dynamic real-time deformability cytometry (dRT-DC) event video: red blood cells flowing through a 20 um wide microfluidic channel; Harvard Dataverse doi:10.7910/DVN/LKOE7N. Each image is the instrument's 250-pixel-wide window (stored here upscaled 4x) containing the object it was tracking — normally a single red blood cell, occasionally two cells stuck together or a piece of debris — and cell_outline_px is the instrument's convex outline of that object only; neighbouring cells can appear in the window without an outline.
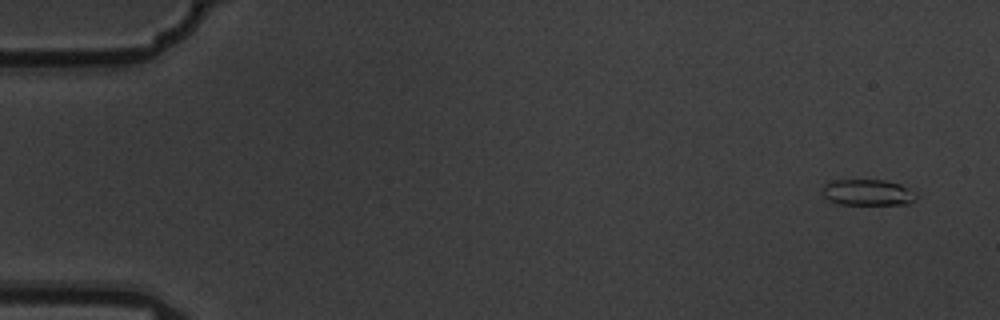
{"species": "common noctule bat (a hibernating species)", "species_latin": "Nyctalus noctula", "temperature_condition": "warm", "stored_images_in_passage": 5, "camera_frame_rate_fps": 3000, "um_per_image_px": 0.085, "animal": {"sex": "male", "body_mass_g": 19.5, "forearm_length_mm": 54.6}, "frame": {"image": 1, "passage_image": 1, "time_ms": 0.0, "image_size_px": [1000, 320], "cell_outline_px": [[920, 196], [916, 200], [908, 204], [840, 204], [828, 200], [824, 196], [824, 184], [832, 180], [884, 180], [900, 184], [916, 192]], "centroid_in_image_um": [73.82, 16.36], "position_along_channel_um": 11.2, "area_um2": 14.33}}
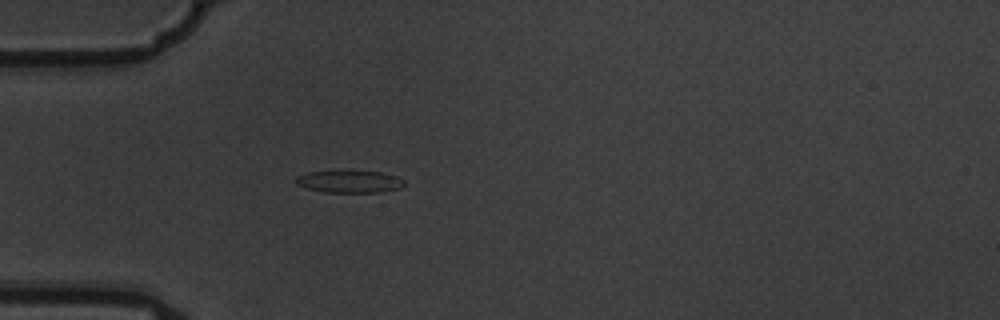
{"frame": {"image": 2, "passage_image": 5, "time_ms": 1.333, "image_size_px": [1000, 320], "cell_outline_px": [[404, 184], [400, 188], [380, 192], [324, 192], [308, 188], [296, 184], [296, 176], [308, 172], [380, 172], [396, 176], [404, 180]], "centroid_in_image_um": [29.71, 15.45], "position_along_channel_um": 55.3, "area_um2": 13.64}}